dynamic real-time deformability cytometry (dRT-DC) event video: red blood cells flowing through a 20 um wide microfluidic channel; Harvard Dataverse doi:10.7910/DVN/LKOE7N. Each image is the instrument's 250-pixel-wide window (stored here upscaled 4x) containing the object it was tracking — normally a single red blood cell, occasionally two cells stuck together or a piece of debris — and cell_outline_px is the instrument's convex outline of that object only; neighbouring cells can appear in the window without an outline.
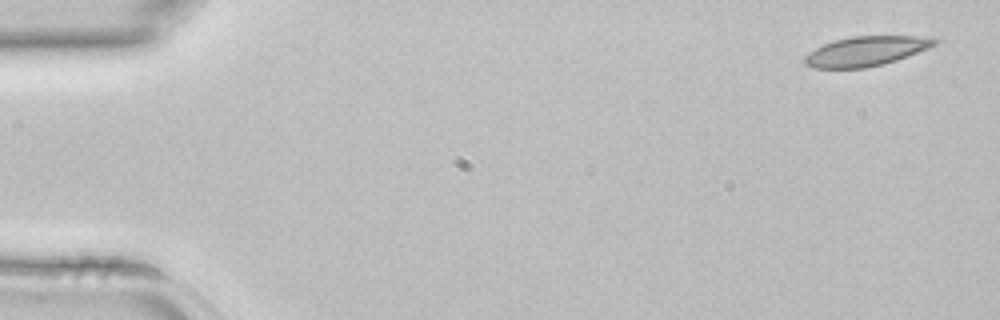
{"species": "common noctule bat (a hibernating species)", "species_latin": "Nyctalus noctula", "temperature_condition": "room temperature", "stored_images_in_passage": 4, "camera_frame_rate_fps": 3000, "um_per_image_px": 0.085, "animal": {"sex": "female", "body_mass_g": 22.7, "forearm_length_mm": 54.2}, "frame": {"image": 1, "passage_image": 1, "time_ms": 0.0, "image_size_px": [1000, 320], "cell_outline_px": [[940, 40], [936, 44], [928, 48], [908, 56], [884, 64], [864, 68], [812, 68], [804, 64], [804, 56], [808, 52], [824, 44], [836, 40], [852, 36], [916, 36]], "centroid_in_image_um": [73.58, 4.36], "position_along_channel_um": 11.4, "area_um2": 22.31}}
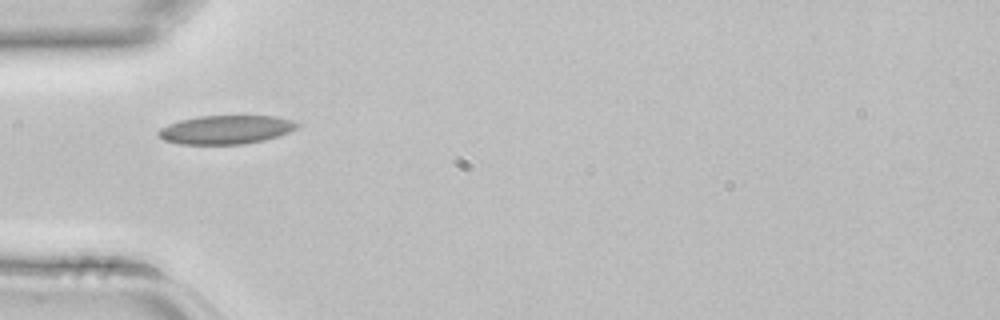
{"frame": {"image": 2, "passage_image": 4, "time_ms": 1.0, "image_size_px": [1000, 320], "cell_outline_px": [[300, 124], [296, 128], [288, 132], [264, 140], [244, 144], [180, 144], [164, 140], [156, 136], [156, 132], [160, 128], [168, 124], [180, 120], [196, 116], [276, 116], [292, 120]], "centroid_in_image_um": [19.15, 11.02], "position_along_channel_um": 65.8, "area_um2": 23.24}}